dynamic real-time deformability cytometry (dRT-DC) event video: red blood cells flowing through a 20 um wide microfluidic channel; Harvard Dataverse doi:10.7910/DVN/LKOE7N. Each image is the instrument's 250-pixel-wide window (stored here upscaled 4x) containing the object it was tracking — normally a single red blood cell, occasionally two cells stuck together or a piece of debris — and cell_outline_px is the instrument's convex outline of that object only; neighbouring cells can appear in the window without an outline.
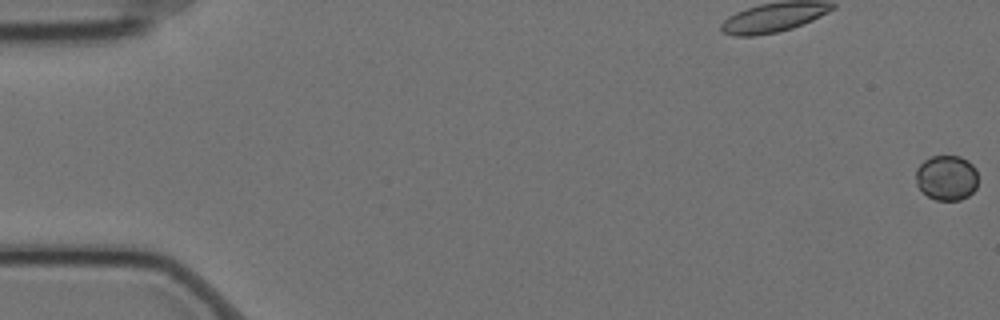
{"species": "Egyptian fruit bat (a non-hibernating species)", "species_latin": "Rousettus aegyptiacus", "temperature_condition": "cold", "stored_images_in_passage": 59, "camera_frame_rate_fps": 3000, "um_per_image_px": 0.085, "animal": {"sex": "female"}, "frame": {"image": 1, "passage_image": 1, "time_ms": 0.0, "image_size_px": [1000, 320], "cell_outline_px": [[976, 188], [968, 196], [960, 200], [936, 200], [928, 196], [916, 184], [916, 168], [924, 160], [932, 156], [960, 156], [968, 160], [976, 168]], "centroid_in_image_um": [80.46, 15.1], "position_along_channel_um": 4.5, "area_um2": 16.36}}
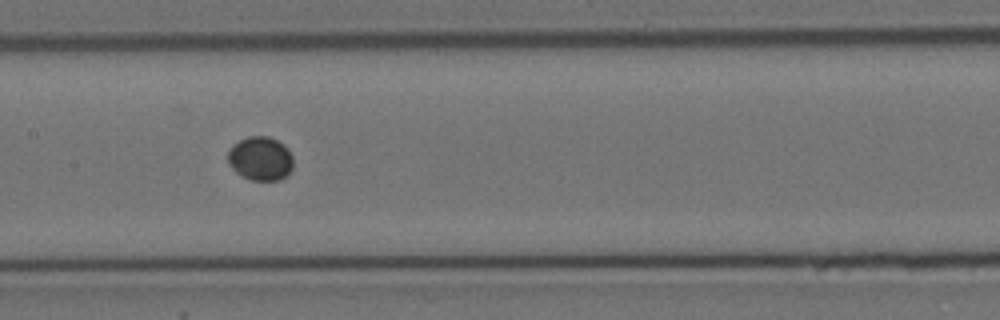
{"frame": {"image": 2, "passage_image": 30, "time_ms": 9.667, "image_size_px": [1000, 320], "cell_outline_px": [[292, 168], [280, 180], [252, 180], [240, 176], [228, 164], [228, 148], [232, 144], [248, 136], [268, 136], [276, 140], [288, 148], [292, 156]], "centroid_in_image_um": [22.1, 13.47], "position_along_channel_um": 185.3, "area_um2": 16.76}}
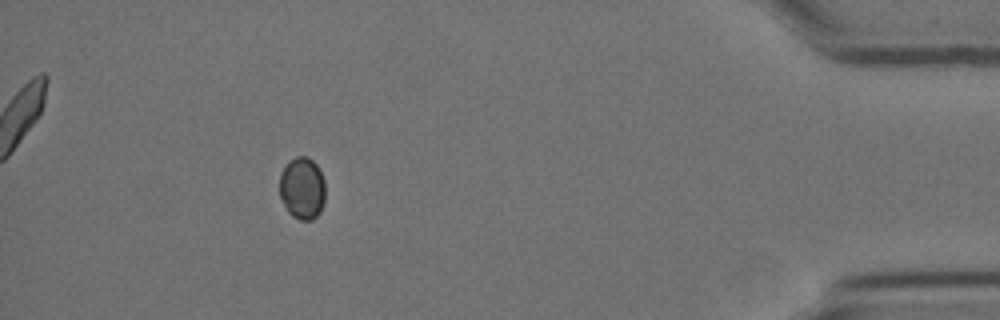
{"frame": {"image": 3, "passage_image": 54, "time_ms": 17.667, "image_size_px": [1000, 320], "cell_outline_px": [[324, 204], [320, 212], [312, 220], [300, 220], [292, 216], [288, 212], [280, 196], [280, 172], [288, 160], [296, 156], [308, 156], [320, 168], [324, 180]], "centroid_in_image_um": [25.69, 15.98], "position_along_channel_um": 409.5, "area_um2": 16.82}}